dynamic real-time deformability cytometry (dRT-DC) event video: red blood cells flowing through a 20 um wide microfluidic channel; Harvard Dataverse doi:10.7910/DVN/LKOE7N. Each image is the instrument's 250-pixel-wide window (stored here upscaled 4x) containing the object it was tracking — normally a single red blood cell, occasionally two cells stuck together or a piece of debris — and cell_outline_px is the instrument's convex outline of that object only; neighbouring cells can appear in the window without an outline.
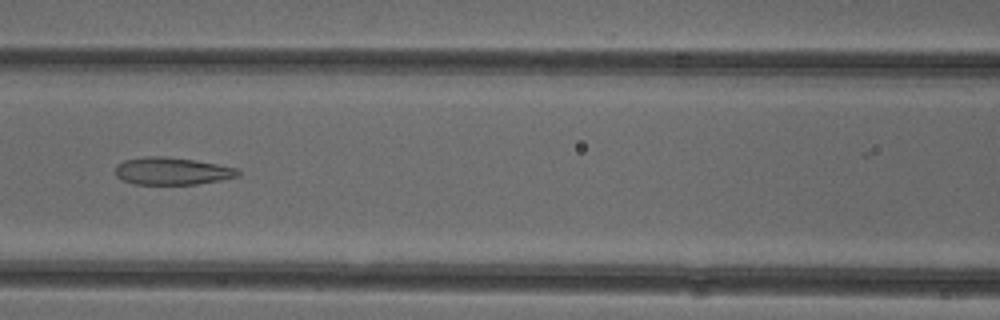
{"species": "common noctule bat (a hibernating species)", "species_latin": "Nyctalus noctula", "temperature_condition": "cold", "stored_images_in_passage": 28, "camera_frame_rate_fps": 3000, "um_per_image_px": 0.085, "animal": {"sex": "female"}, "frame": {"image": 1, "passage_image": 15, "time_ms": 4.667, "image_size_px": [1000, 320], "cell_outline_px": [[240, 176], [220, 180], [196, 184], [132, 184], [116, 176], [116, 164], [124, 160], [144, 156], [164, 156], [196, 160], [236, 168], [240, 172]], "centroid_in_image_um": [14.61, 14.53], "position_along_channel_um": 152.0, "area_um2": 19.59}}
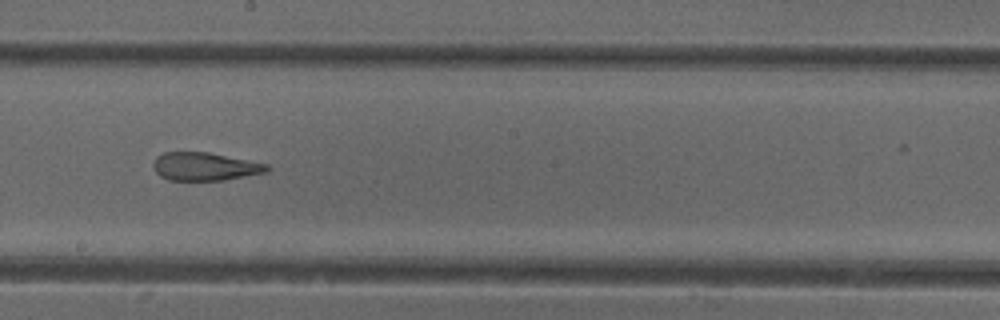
{"frame": {"image": 2, "passage_image": 21, "time_ms": 6.667, "image_size_px": [1000, 320], "cell_outline_px": [[272, 168], [268, 172], [224, 180], [168, 180], [160, 176], [156, 172], [152, 164], [156, 156], [164, 152], [208, 152], [268, 164]], "centroid_in_image_um": [17.42, 14.15], "position_along_channel_um": 230.8, "area_um2": 18.73}}
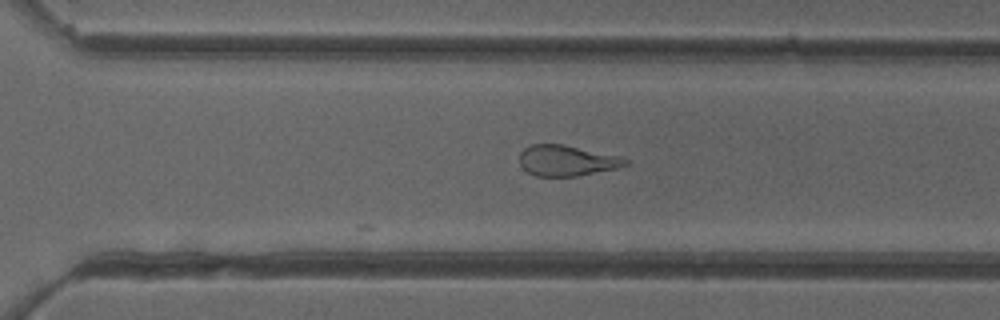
{"frame": {"image": 3, "passage_image": 28, "time_ms": 9.0, "image_size_px": [1000, 320], "cell_outline_px": [[628, 164], [616, 168], [576, 176], [536, 176], [528, 172], [520, 164], [520, 152], [524, 148], [532, 144], [564, 144], [620, 156], [628, 160]], "centroid_in_image_um": [48.16, 13.64], "position_along_channel_um": 322.4, "area_um2": 18.84}}